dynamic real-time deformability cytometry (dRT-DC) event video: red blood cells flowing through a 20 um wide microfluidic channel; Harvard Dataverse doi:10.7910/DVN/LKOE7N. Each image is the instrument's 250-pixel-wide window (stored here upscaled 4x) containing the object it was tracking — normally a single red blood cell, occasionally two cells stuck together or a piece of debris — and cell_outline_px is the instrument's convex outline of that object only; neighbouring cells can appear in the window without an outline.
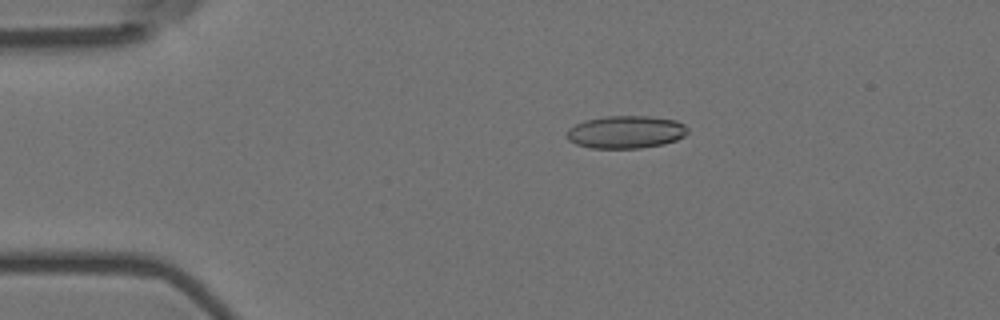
{"species": "Egyptian fruit bat (a non-hibernating species)", "species_latin": "Rousettus aegyptiacus", "temperature_condition": "room temperature", "stored_images_in_passage": 56, "camera_frame_rate_fps": 3000, "um_per_image_px": 0.085, "animal": {"sex": "female"}, "frame": {"image": 1, "passage_image": 11, "time_ms": 3.333, "image_size_px": [1000, 320], "cell_outline_px": [[688, 132], [684, 136], [676, 140], [664, 144], [640, 148], [592, 148], [576, 144], [568, 140], [568, 128], [584, 120], [604, 116], [648, 116], [676, 120], [684, 124], [688, 128]], "centroid_in_image_um": [53.21, 11.22], "position_along_channel_um": 31.8, "area_um2": 23.06}}
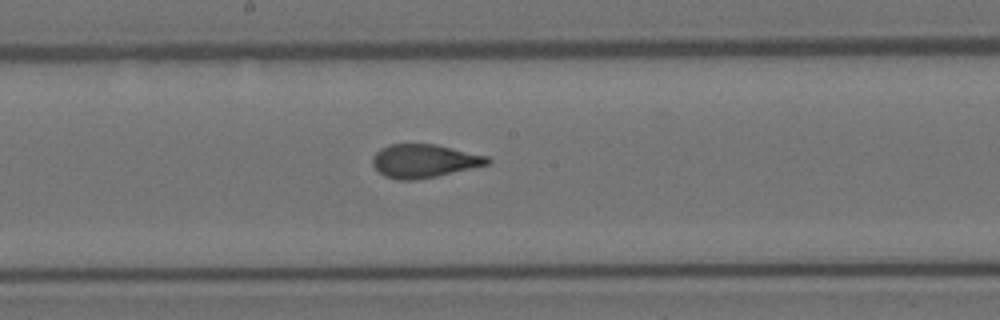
{"frame": {"image": 2, "passage_image": 30, "time_ms": 9.667, "image_size_px": [1000, 320], "cell_outline_px": [[492, 160], [488, 164], [472, 168], [436, 176], [416, 180], [396, 180], [384, 176], [372, 164], [372, 156], [380, 148], [388, 144], [436, 144], [488, 156]], "centroid_in_image_um": [36.03, 13.68], "position_along_channel_um": 212.2, "area_um2": 22.43}}
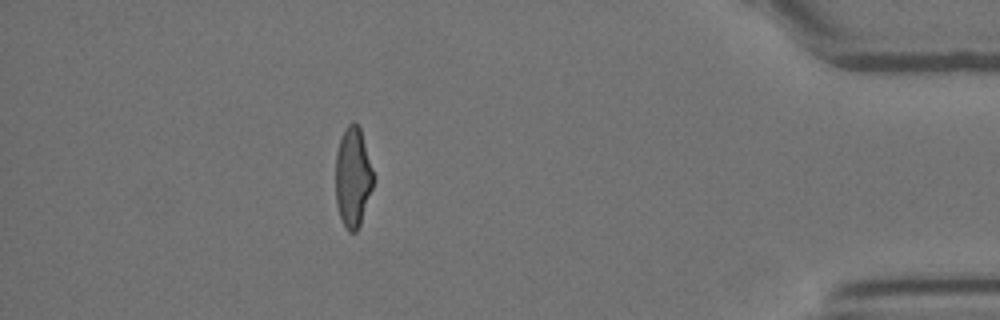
{"frame": {"image": 3, "passage_image": 50, "time_ms": 16.333, "image_size_px": [1000, 320], "cell_outline_px": [[372, 188], [360, 224], [356, 232], [348, 232], [340, 216], [336, 204], [336, 152], [344, 128], [352, 120], [360, 128], [372, 168]], "centroid_in_image_um": [29.97, 15.05], "position_along_channel_um": 405.2, "area_um2": 21.62}, "authors_computed_cell_mechanics": {"area_um2": 22.7732, "velocity_mm_per_s": 3.6118, "shape_relaxation_time_tau1_ms": 6.1318, "shape_relaxation_time_tau2_ms": 0.9829, "deformation_change_tau1": 0.1956, "deformation_change_tau2": 0.0675}}